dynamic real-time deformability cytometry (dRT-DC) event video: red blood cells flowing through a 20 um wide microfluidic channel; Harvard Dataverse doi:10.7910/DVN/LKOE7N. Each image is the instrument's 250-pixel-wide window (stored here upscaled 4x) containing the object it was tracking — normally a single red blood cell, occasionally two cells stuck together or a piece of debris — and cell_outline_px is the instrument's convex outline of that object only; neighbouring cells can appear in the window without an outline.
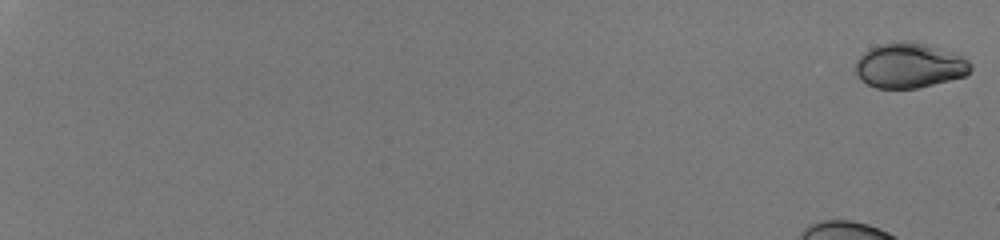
{"species": "human", "species_latin": "Homo sapiens", "temperature_condition": "room temperature", "stored_images_in_passage": 48, "camera_frame_rate_fps": 3000, "um_per_image_px": 0.085, "donor": {"sex": "male"}, "frame": {"image": 1, "passage_image": 1, "time_ms": 0.0, "image_size_px": [1000, 240], "cell_outline_px": [[972, 68], [964, 76], [916, 88], [876, 88], [860, 80], [856, 76], [856, 60], [868, 48], [880, 44], [904, 40], [912, 40], [952, 52], [964, 56], [972, 64]], "centroid_in_image_um": [77.28, 5.55], "position_along_channel_um": 7.7, "area_um2": 30.29}}
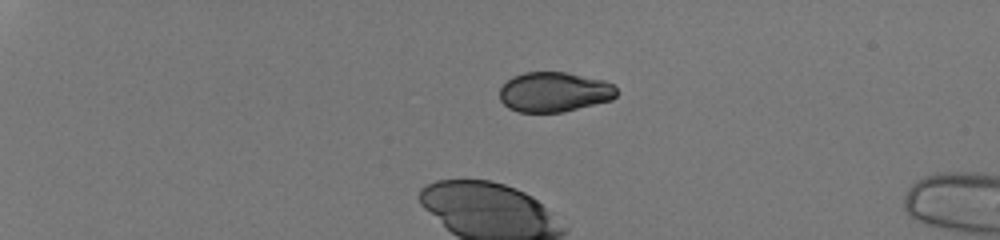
{"frame": {"image": 2, "passage_image": 16, "time_ms": 5.0, "image_size_px": [1000, 240], "cell_outline_px": [[616, 96], [612, 100], [564, 112], [520, 112], [508, 108], [500, 100], [500, 88], [512, 76], [524, 72], [568, 72], [604, 80], [612, 84], [616, 88]], "centroid_in_image_um": [47.11, 7.82], "position_along_channel_um": 37.9, "area_um2": 27.34}}